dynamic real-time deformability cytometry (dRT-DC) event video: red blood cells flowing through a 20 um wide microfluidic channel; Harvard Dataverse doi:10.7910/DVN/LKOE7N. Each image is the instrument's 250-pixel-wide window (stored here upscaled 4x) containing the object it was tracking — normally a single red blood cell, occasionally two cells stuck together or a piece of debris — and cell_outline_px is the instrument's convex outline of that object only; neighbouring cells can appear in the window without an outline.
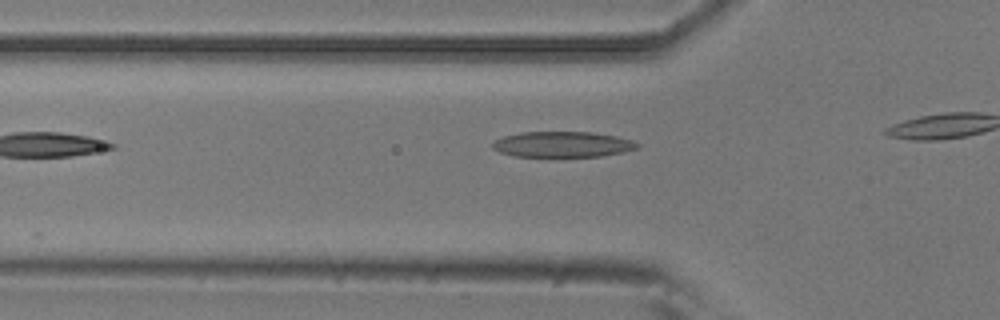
{"species": "common noctule bat (a hibernating species)", "species_latin": "Nyctalus noctula", "temperature_condition": "room temperature", "stored_images_in_passage": 6, "camera_frame_rate_fps": 3000, "um_per_image_px": 0.085, "animal": {"sex": "male", "body_mass_g": 20.5, "forearm_length_mm": 52.5}, "frame": {"image": 1, "passage_image": 3, "time_ms": 0.667, "image_size_px": [1000, 320], "cell_outline_px": [[640, 144], [636, 148], [624, 152], [600, 156], [516, 156], [500, 152], [492, 148], [492, 144], [496, 140], [504, 136], [520, 132], [592, 132], [616, 136], [632, 140]], "centroid_in_image_um": [47.82, 12.26], "position_along_channel_um": 78.0, "area_um2": 21.44}}
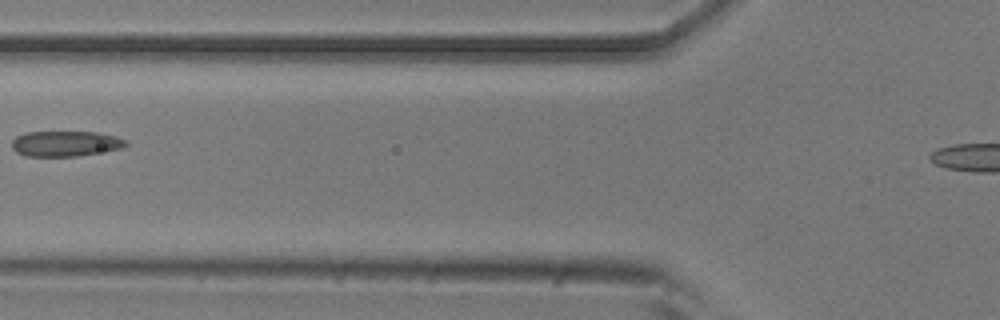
{"frame": {"image": 2, "passage_image": 5, "time_ms": 1.333, "image_size_px": [1000, 320], "cell_outline_px": [[128, 144], [120, 148], [76, 156], [24, 156], [16, 152], [12, 148], [12, 140], [16, 136], [28, 132], [96, 132], [116, 136], [128, 140]], "centroid_in_image_um": [5.54, 12.2], "position_along_channel_um": 120.3, "area_um2": 16.82}}
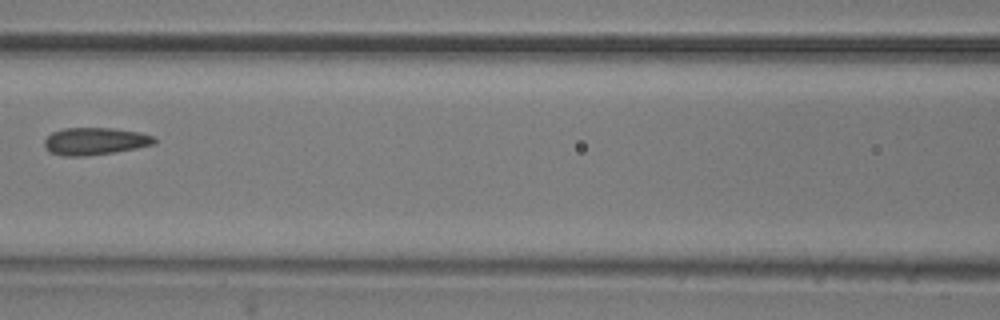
{"frame": {"image": 3, "passage_image": 6, "time_ms": 1.667, "image_size_px": [1000, 320], "cell_outline_px": [[156, 144], [136, 148], [112, 152], [84, 156], [64, 156], [48, 152], [44, 148], [44, 140], [52, 132], [64, 128], [112, 128], [140, 132], [156, 136]], "centroid_in_image_um": [8.07, 12.0], "position_along_channel_um": 158.5, "area_um2": 17.63}}